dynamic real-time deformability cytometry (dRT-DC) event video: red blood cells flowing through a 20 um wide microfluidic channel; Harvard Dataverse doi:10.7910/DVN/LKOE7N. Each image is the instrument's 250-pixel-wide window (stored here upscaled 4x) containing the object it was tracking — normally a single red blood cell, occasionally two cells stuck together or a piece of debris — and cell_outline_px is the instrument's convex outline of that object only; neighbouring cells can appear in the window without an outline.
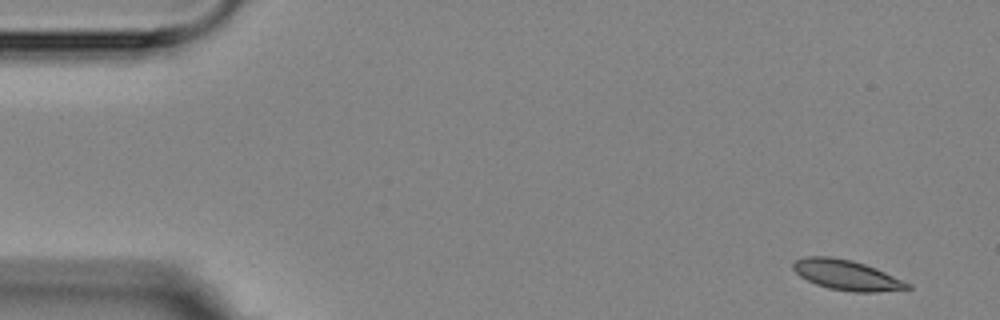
{"species": "Egyptian fruit bat (a non-hibernating species)", "species_latin": "Rousettus aegyptiacus", "temperature_condition": "room temperature", "stored_images_in_passage": 4, "camera_frame_rate_fps": 3000, "um_per_image_px": 0.085, "animal": {"sex": "female"}, "frame": {"image": 1, "passage_image": 1, "time_ms": 0.0, "image_size_px": [1000, 320], "cell_outline_px": [[912, 288], [876, 292], [852, 292], [828, 288], [816, 284], [800, 276], [792, 268], [792, 264], [796, 260], [804, 256], [832, 256], [852, 260], [876, 268], [912, 284]], "centroid_in_image_um": [71.96, 23.37], "position_along_channel_um": 13.0, "area_um2": 20.11}}
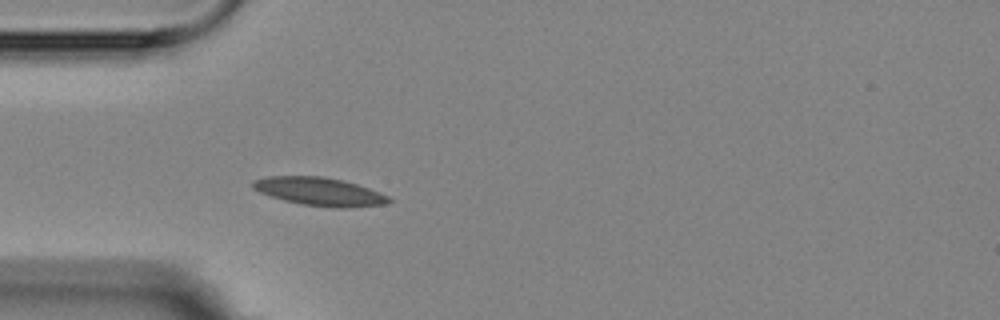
{"frame": {"image": 2, "passage_image": 4, "time_ms": 4.333, "image_size_px": [1000, 320], "cell_outline_px": [[392, 200], [384, 204], [348, 208], [336, 208], [300, 204], [284, 200], [260, 192], [252, 188], [252, 180], [268, 176], [324, 176], [344, 180], [368, 188], [388, 196]], "centroid_in_image_um": [27.14, 16.28], "position_along_channel_um": 57.9, "area_um2": 22.31}}